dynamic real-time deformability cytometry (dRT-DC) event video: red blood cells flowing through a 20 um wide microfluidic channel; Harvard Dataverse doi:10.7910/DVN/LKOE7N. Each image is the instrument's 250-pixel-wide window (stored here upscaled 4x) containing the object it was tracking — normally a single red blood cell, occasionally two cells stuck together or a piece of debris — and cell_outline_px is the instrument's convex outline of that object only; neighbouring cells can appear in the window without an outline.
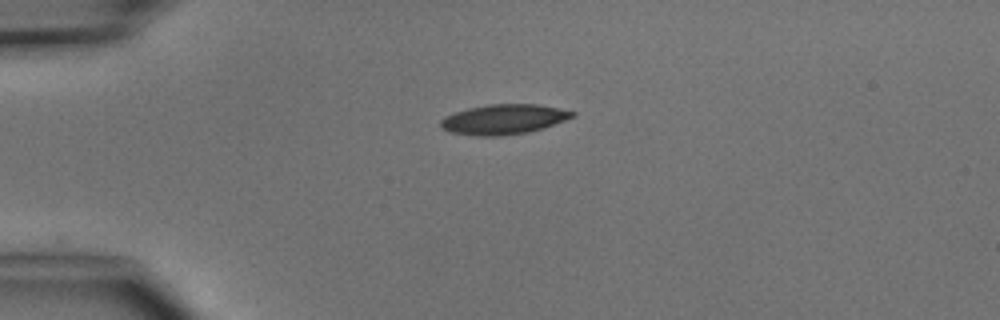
{"species": "common noctule bat (a hibernating species)", "species_latin": "Nyctalus noctula", "temperature_condition": "cold", "stored_images_in_passage": 4, "camera_frame_rate_fps": 3000, "um_per_image_px": 0.085, "animal": {"sex": "male", "body_mass_g": 15.6}, "frame": {"image": 1, "passage_image": 1, "time_ms": 0.0, "image_size_px": [1000, 320], "cell_outline_px": [[576, 116], [544, 128], [528, 132], [500, 136], [476, 136], [452, 132], [440, 128], [440, 120], [444, 116], [468, 108], [488, 104], [536, 104], [576, 112]], "centroid_in_image_um": [42.8, 10.14], "position_along_channel_um": 42.2, "area_um2": 23.0}}
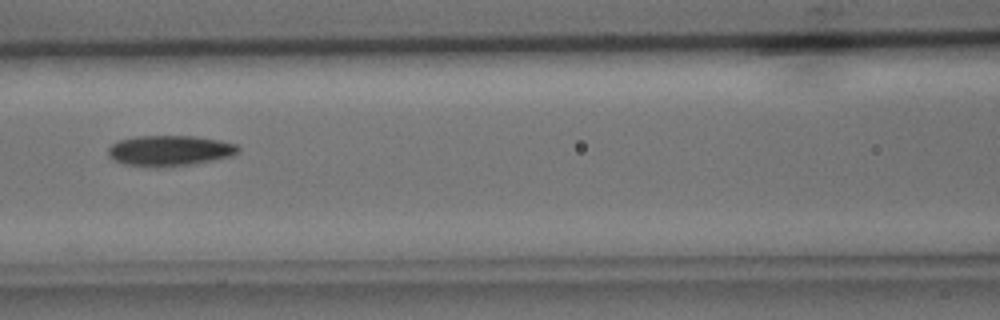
{"frame": {"image": 2, "passage_image": 4, "time_ms": 3.333, "image_size_px": [1000, 320], "cell_outline_px": [[240, 152], [232, 156], [192, 164], [124, 164], [108, 156], [108, 148], [112, 144], [120, 140], [136, 136], [196, 136], [220, 140], [236, 144], [240, 148]], "centroid_in_image_um": [14.49, 12.75], "position_along_channel_um": 152.1, "area_um2": 22.31}}